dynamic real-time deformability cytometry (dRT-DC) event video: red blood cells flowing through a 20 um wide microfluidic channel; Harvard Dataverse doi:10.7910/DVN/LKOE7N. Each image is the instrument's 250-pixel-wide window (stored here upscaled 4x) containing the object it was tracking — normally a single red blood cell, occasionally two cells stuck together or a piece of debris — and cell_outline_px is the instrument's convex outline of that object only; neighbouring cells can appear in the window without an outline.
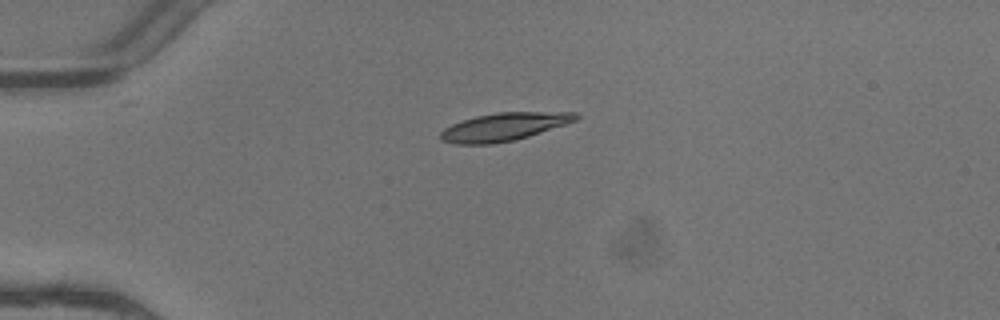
{"species": "common noctule bat (a hibernating species)", "species_latin": "Nyctalus noctula", "temperature_condition": "warm", "stored_images_in_passage": 2, "camera_frame_rate_fps": 3000, "um_per_image_px": 0.085, "animal": {"sex": "female"}, "frame": {"image": 1, "passage_image": 1, "time_ms": 0.0, "image_size_px": [1000, 320], "cell_outline_px": [[580, 116], [576, 120], [528, 136], [512, 140], [492, 144], [452, 144], [440, 140], [440, 132], [444, 128], [452, 124], [476, 116], [500, 112], [576, 112]], "centroid_in_image_um": [42.79, 10.78], "position_along_channel_um": 42.2, "area_um2": 21.79}}